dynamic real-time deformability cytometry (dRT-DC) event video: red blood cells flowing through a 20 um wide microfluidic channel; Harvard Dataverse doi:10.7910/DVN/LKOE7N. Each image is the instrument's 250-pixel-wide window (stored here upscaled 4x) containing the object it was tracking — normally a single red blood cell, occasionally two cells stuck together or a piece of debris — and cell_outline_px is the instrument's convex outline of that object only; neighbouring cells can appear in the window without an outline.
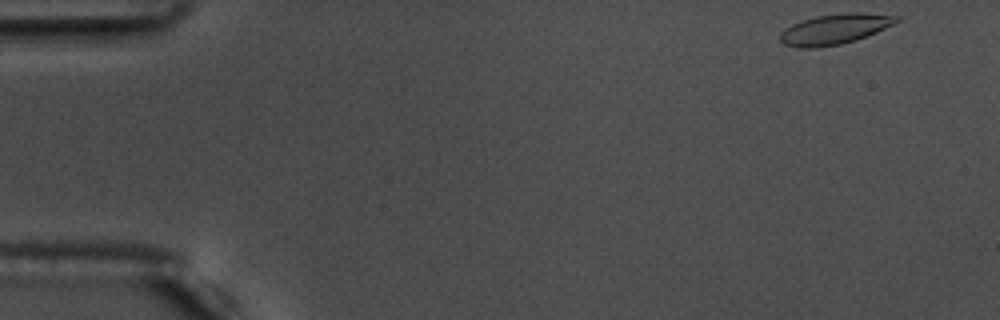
{"species": "common noctule bat (a hibernating species)", "species_latin": "Nyctalus noctula", "temperature_condition": "warm", "stored_images_in_passage": 9, "camera_frame_rate_fps": 3000, "um_per_image_px": 0.085, "animal": {"sex": "male", "body_mass_g": 17.5, "forearm_length_mm": 52.3}, "frame": {"image": 1, "passage_image": 1, "time_ms": 0.0, "image_size_px": [1000, 320], "cell_outline_px": [[900, 20], [876, 32], [856, 40], [840, 44], [816, 48], [796, 48], [784, 44], [780, 40], [780, 32], [784, 28], [792, 24], [816, 16], [848, 12], [860, 12], [900, 16]], "centroid_in_image_um": [70.93, 2.48], "position_along_channel_um": 14.1, "area_um2": 20.52}}